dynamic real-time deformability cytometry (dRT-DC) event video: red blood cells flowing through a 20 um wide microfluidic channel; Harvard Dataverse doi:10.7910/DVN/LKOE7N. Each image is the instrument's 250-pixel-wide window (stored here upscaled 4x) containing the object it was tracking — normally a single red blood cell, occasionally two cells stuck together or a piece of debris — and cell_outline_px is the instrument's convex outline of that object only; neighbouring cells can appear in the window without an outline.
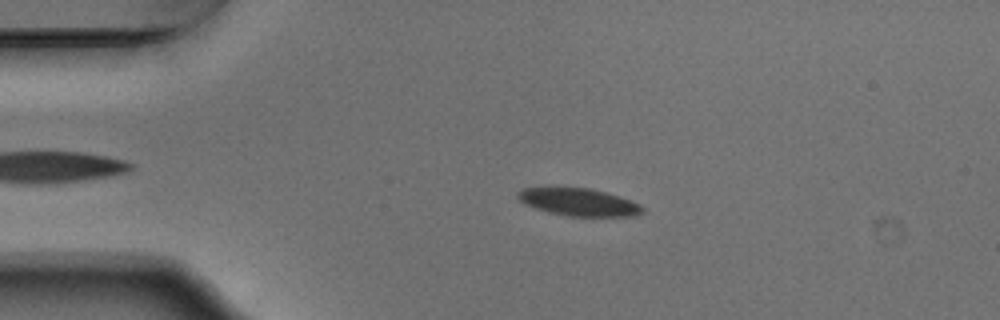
{"species": "Egyptian fruit bat (a non-hibernating species)", "species_latin": "Rousettus aegyptiacus", "temperature_condition": "warm", "stored_images_in_passage": 53, "camera_frame_rate_fps": 3000, "um_per_image_px": 0.085, "animal": {"sex": "male"}, "frame": {"image": 1, "passage_image": 11, "time_ms": 3.333, "image_size_px": [1000, 320], "cell_outline_px": [[644, 212], [632, 216], [568, 216], [548, 212], [524, 204], [516, 196], [516, 192], [524, 188], [588, 188], [604, 192], [632, 200], [640, 204], [644, 208]], "centroid_in_image_um": [49.2, 17.19], "position_along_channel_um": 35.8, "area_um2": 19.83}}
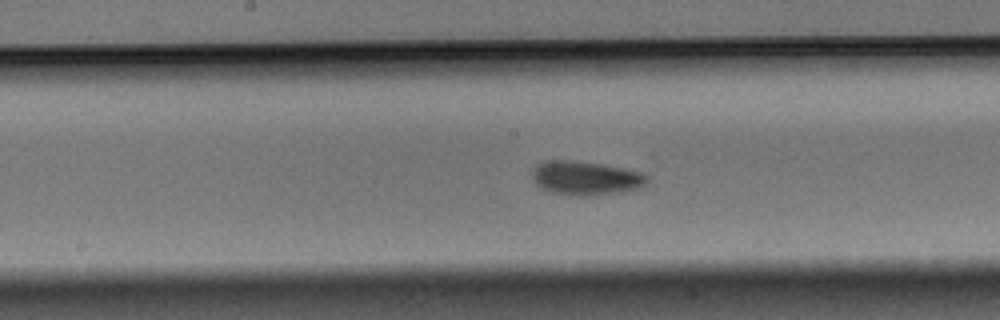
{"frame": {"image": 2, "passage_image": 27, "time_ms": 8.667, "image_size_px": [1000, 320], "cell_outline_px": [[648, 180], [644, 184], [636, 188], [620, 192], [580, 196], [576, 196], [552, 192], [536, 184], [532, 180], [532, 168], [536, 164], [544, 160], [572, 160], [600, 164], [624, 168], [640, 172], [648, 176]], "centroid_in_image_um": [49.72, 15.11], "position_along_channel_um": 198.5, "area_um2": 22.54}}
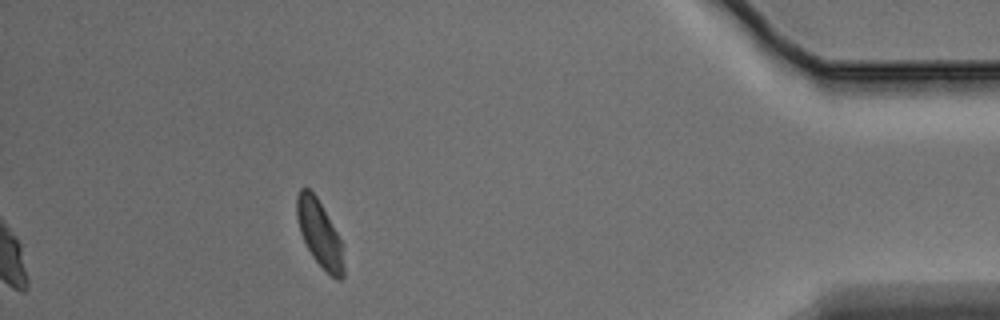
{"frame": {"image": 3, "passage_image": 48, "time_ms": 15.667, "image_size_px": [1000, 320], "cell_outline_px": [[344, 276], [340, 280], [336, 280], [312, 256], [300, 232], [296, 216], [296, 196], [300, 188], [308, 188], [316, 196], [336, 232], [340, 240], [344, 268]], "centroid_in_image_um": [27.13, 19.84], "position_along_channel_um": 408.1, "area_um2": 17.63}, "authors_computed_cell_mechanics": {"area_um2": 20.2878, "velocity_mm_per_s": 3.7337, "shape_relaxation_time_tau1_ms": 2.6894, "shape_relaxation_time_tau2_ms": 5.3614, "deformation_change_tau1": 0.079, "deformation_change_tau2": 0.0908}}